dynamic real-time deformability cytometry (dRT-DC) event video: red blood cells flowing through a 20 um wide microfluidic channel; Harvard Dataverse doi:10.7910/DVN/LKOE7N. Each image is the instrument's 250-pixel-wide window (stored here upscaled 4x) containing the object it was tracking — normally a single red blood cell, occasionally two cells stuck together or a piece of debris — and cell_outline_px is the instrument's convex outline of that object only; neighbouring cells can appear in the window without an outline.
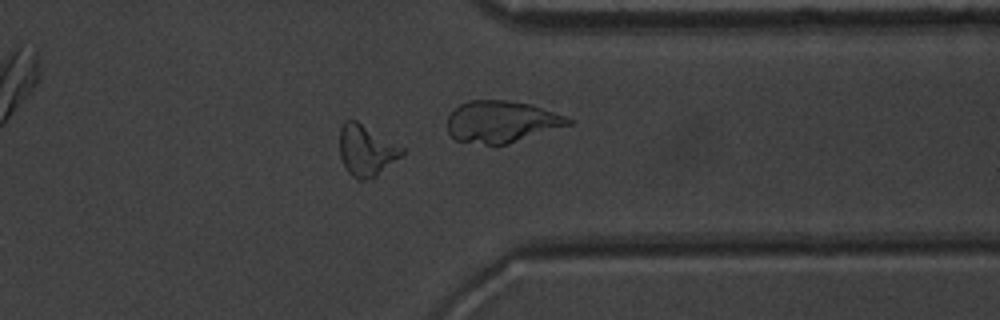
{"species": "common noctule bat (a hibernating species)", "species_latin": "Nyctalus noctula", "temperature_condition": "warm", "stored_images_in_passage": 34, "camera_frame_rate_fps": 3000, "um_per_image_px": 0.085, "animal": {"sex": "male", "body_mass_g": 20.1, "forearm_length_mm": 53.5}, "frame": {"image": 1, "passage_image": 23, "time_ms": 7.333, "image_size_px": [1000, 320], "cell_outline_px": [[404, 152], [400, 156], [376, 176], [364, 180], [356, 180], [348, 172], [340, 156], [340, 128], [344, 120], [356, 120], [404, 148]], "centroid_in_image_um": [31.1, 12.78], "position_along_channel_um": 380.3, "area_um2": 18.26}}
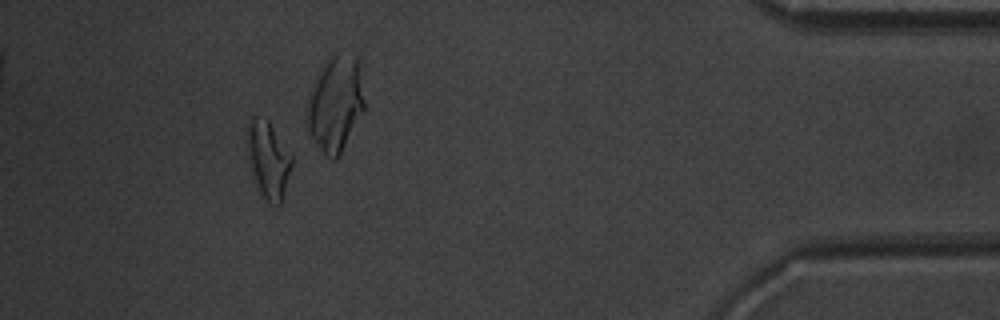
{"frame": {"image": 2, "passage_image": 29, "time_ms": 9.333, "image_size_px": [1000, 320], "cell_outline_px": [[292, 168], [280, 204], [268, 204], [260, 192], [252, 176], [248, 156], [244, 132], [248, 120], [252, 116], [268, 120], [292, 156]], "centroid_in_image_um": [22.75, 13.54], "position_along_channel_um": 412.4, "area_um2": 20.23}}